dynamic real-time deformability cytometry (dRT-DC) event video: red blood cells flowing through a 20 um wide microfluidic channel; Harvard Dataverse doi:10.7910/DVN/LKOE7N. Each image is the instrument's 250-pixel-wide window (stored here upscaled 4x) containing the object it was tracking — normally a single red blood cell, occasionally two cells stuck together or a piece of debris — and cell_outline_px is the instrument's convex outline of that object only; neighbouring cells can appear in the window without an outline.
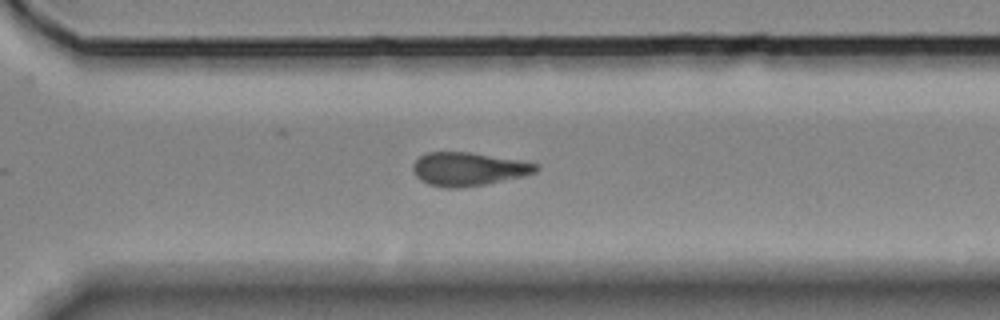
{"species": "Egyptian fruit bat (a non-hibernating species)", "species_latin": "Rousettus aegyptiacus", "temperature_condition": "room temperature", "stored_images_in_passage": 13, "camera_frame_rate_fps": 3000, "um_per_image_px": 0.085, "animal": {"sex": "female"}, "frame": {"image": 1, "passage_image": 13, "time_ms": 14.0, "image_size_px": [1000, 320], "cell_outline_px": [[540, 168], [536, 172], [488, 184], [460, 188], [444, 188], [428, 184], [420, 180], [412, 172], [412, 164], [420, 156], [428, 152], [468, 152], [520, 160], [540, 164]], "centroid_in_image_um": [39.79, 14.37], "position_along_channel_um": 330.8, "area_um2": 24.1}}